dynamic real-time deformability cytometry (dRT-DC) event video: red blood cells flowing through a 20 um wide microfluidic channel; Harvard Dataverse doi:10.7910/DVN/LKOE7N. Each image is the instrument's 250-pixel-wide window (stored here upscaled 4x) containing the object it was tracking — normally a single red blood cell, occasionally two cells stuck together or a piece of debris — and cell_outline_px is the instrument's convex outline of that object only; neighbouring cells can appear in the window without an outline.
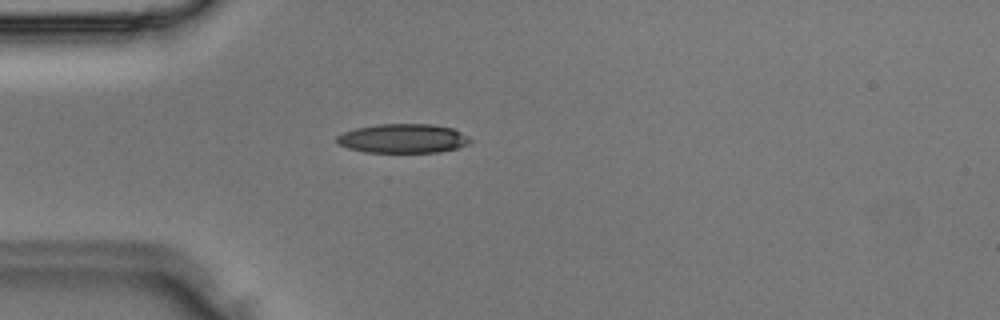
{"species": "Egyptian fruit bat (a non-hibernating species)", "species_latin": "Rousettus aegyptiacus", "temperature_condition": "room temperature", "stored_images_in_passage": 1, "camera_frame_rate_fps": 3000, "um_per_image_px": 0.085, "animal": {"sex": "male"}, "frame": {"image": 1, "passage_image": 1, "time_ms": 0.0, "image_size_px": [1000, 320], "cell_outline_px": [[472, 140], [468, 144], [456, 148], [440, 152], [364, 152], [348, 148], [336, 144], [336, 136], [344, 132], [356, 128], [380, 124], [432, 124], [452, 128], [468, 136]], "centroid_in_image_um": [34.23, 11.77], "position_along_channel_um": 50.8, "area_um2": 22.66}}